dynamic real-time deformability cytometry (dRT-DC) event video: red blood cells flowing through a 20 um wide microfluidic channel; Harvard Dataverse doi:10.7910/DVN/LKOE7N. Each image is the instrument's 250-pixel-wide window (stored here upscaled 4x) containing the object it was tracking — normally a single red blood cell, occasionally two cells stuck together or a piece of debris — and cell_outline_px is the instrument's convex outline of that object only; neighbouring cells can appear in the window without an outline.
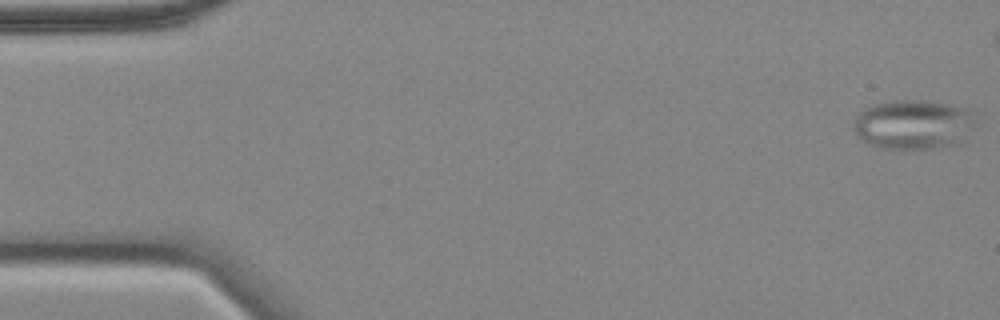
{"species": "common noctule bat (a hibernating species)", "species_latin": "Nyctalus noctula", "temperature_condition": "cold", "stored_images_in_passage": 50, "camera_frame_rate_fps": 3000, "um_per_image_px": 0.085, "animal": {"sex": "female", "body_mass_g": 18.4}, "frame": {"image": 1, "passage_image": 1, "time_ms": 0.0, "image_size_px": [1000, 320], "cell_outline_px": [[976, 124], [968, 140], [956, 144], [932, 148], [880, 148], [868, 144], [860, 140], [856, 136], [852, 128], [852, 124], [856, 116], [864, 108], [872, 104], [896, 100], [924, 100], [972, 108]], "centroid_in_image_um": [77.67, 10.58], "position_along_channel_um": 7.3, "area_um2": 36.13}}
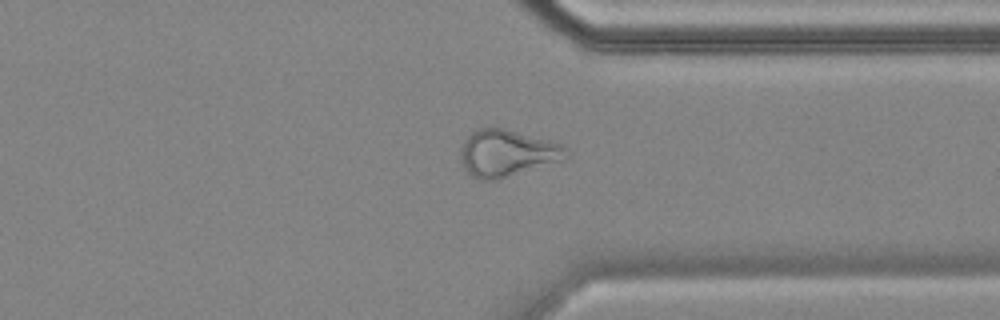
{"frame": {"image": 2, "passage_image": 43, "time_ms": 14.0, "image_size_px": [1000, 320], "cell_outline_px": [[568, 160], [492, 180], [480, 180], [472, 176], [464, 168], [460, 156], [460, 148], [464, 140], [472, 132], [480, 128], [504, 128], [548, 140], [560, 144], [568, 148]], "centroid_in_image_um": [43.12, 13.02], "position_along_channel_um": 368.3, "area_um2": 28.78}, "authors_computed_cell_mechanics": {"area_um2": 29.3046, "velocity_mm_per_s": 3.5292, "shape_relaxation_time_tau1_ms": null, "shape_relaxation_time_tau2_ms": 4.7677, "deformation_change_tau1": null, "deformation_change_tau2": 0.1369}}